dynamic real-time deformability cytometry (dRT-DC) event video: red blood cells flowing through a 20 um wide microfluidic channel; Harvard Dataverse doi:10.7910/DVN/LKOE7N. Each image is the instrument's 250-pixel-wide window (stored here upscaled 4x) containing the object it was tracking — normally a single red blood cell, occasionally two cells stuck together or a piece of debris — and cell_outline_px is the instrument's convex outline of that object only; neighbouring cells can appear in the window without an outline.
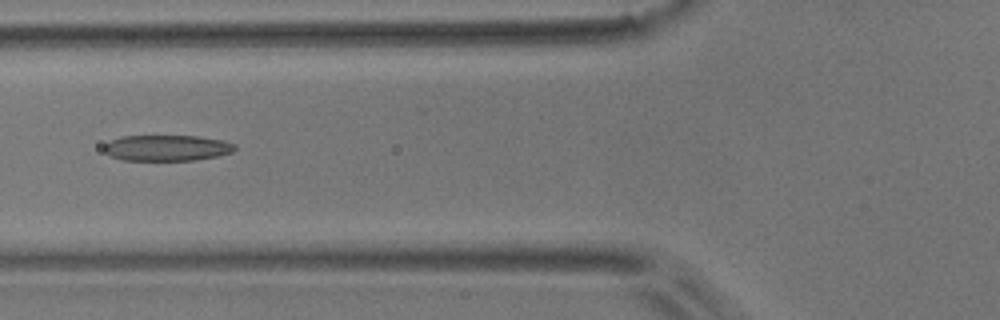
{"species": "common noctule bat (a hibernating species)", "species_latin": "Nyctalus noctula", "temperature_condition": "room temperature", "stored_images_in_passage": 6, "camera_frame_rate_fps": 3000, "um_per_image_px": 0.085, "animal": {"sex": "male", "body_mass_g": 17.9}, "frame": {"image": 1, "passage_image": 3, "time_ms": 0.667, "image_size_px": [1000, 320], "cell_outline_px": [[236, 148], [232, 152], [216, 156], [196, 160], [124, 160], [108, 156], [104, 152], [104, 144], [120, 136], [200, 136], [224, 140], [236, 144]], "centroid_in_image_um": [14.18, 12.57], "position_along_channel_um": 111.6, "area_um2": 19.88}}
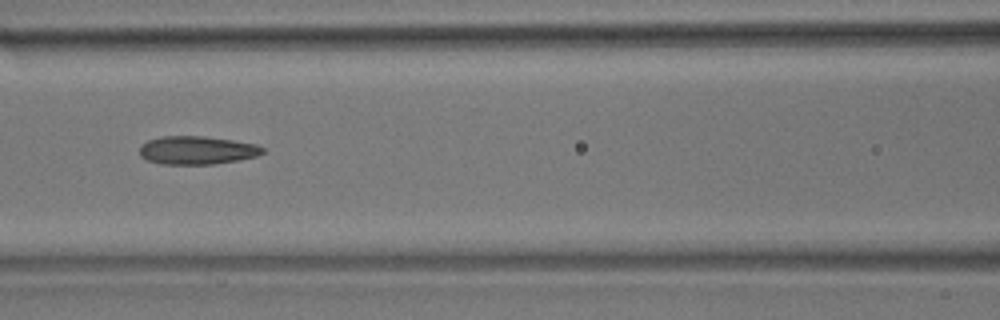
{"frame": {"image": 2, "passage_image": 4, "time_ms": 1.0, "image_size_px": [1000, 320], "cell_outline_px": [[264, 152], [256, 156], [240, 160], [212, 164], [160, 164], [148, 160], [140, 156], [140, 148], [148, 140], [160, 136], [204, 136], [232, 140], [256, 144], [264, 148]], "centroid_in_image_um": [16.75, 12.77], "position_along_channel_um": 149.9, "area_um2": 20.23}}
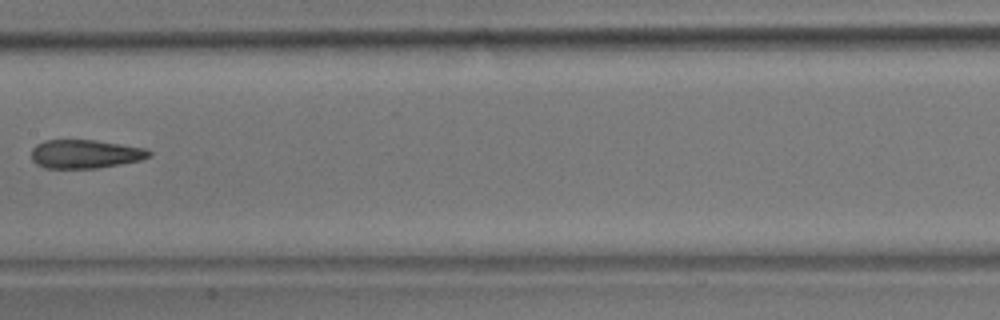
{"frame": {"image": 3, "passage_image": 5, "time_ms": 1.333, "image_size_px": [1000, 320], "cell_outline_px": [[152, 156], [140, 160], [120, 164], [96, 168], [44, 168], [36, 164], [32, 160], [32, 148], [36, 144], [44, 140], [96, 140], [144, 148], [152, 152]], "centroid_in_image_um": [7.22, 13.09], "position_along_channel_um": 200.2, "area_um2": 19.65}}